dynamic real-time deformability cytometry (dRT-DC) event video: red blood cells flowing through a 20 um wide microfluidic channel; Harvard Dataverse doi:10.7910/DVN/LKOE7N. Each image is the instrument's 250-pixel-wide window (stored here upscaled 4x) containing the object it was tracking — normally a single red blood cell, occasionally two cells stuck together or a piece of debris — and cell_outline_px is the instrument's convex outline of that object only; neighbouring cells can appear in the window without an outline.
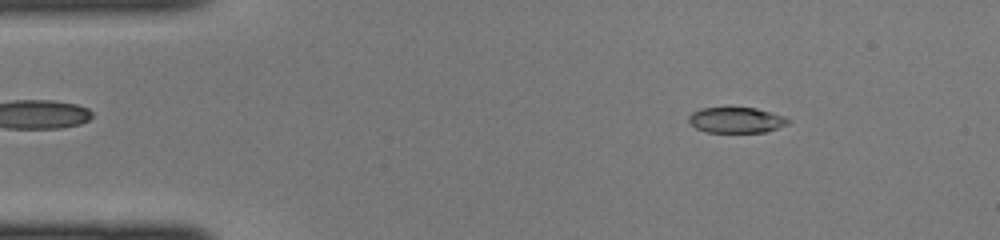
{"species": "common noctule bat (a hibernating species)", "species_latin": "Nyctalus noctula", "temperature_condition": "cold", "stored_images_in_passage": 43, "camera_frame_rate_fps": 3000, "um_per_image_px": 0.085, "animal": {"sex": "female", "body_mass_g": 22.0, "forearm_length_mm": 56.7}, "frame": {"image": 1, "passage_image": 5, "time_ms": 1.333, "image_size_px": [1000, 240], "cell_outline_px": [[792, 120], [788, 124], [764, 132], [708, 132], [696, 128], [688, 120], [688, 116], [692, 112], [700, 108], [756, 108], [772, 112], [784, 116]], "centroid_in_image_um": [62.6, 10.2], "position_along_channel_um": 22.4, "area_um2": 14.8}}
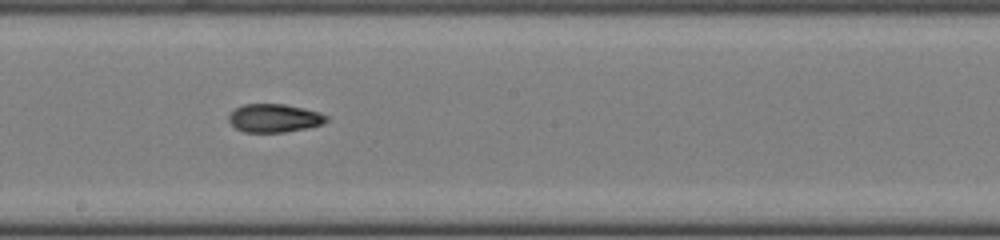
{"frame": {"image": 2, "passage_image": 23, "time_ms": 7.333, "image_size_px": [1000, 240], "cell_outline_px": [[328, 120], [324, 124], [308, 128], [284, 132], [244, 132], [236, 128], [228, 120], [228, 116], [236, 108], [244, 104], [284, 104], [304, 108], [320, 112], [328, 116]], "centroid_in_image_um": [23.35, 10.04], "position_along_channel_um": 224.8, "area_um2": 16.18}}
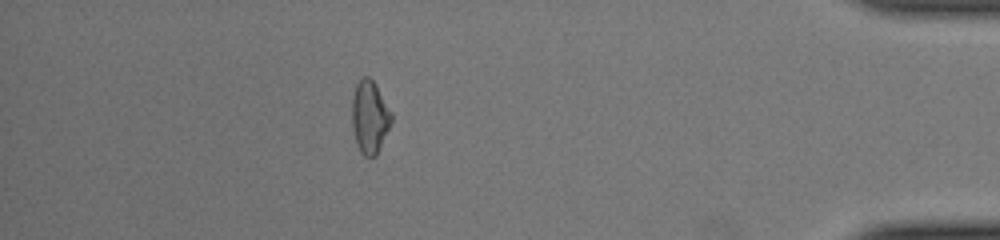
{"frame": {"image": 3, "passage_image": 38, "time_ms": 12.333, "image_size_px": [1000, 240], "cell_outline_px": [[392, 120], [376, 156], [364, 156], [360, 152], [356, 140], [352, 124], [352, 96], [356, 84], [364, 76], [368, 76], [372, 80], [392, 112]], "centroid_in_image_um": [31.42, 9.94], "position_along_channel_um": 403.8, "area_um2": 16.42}}